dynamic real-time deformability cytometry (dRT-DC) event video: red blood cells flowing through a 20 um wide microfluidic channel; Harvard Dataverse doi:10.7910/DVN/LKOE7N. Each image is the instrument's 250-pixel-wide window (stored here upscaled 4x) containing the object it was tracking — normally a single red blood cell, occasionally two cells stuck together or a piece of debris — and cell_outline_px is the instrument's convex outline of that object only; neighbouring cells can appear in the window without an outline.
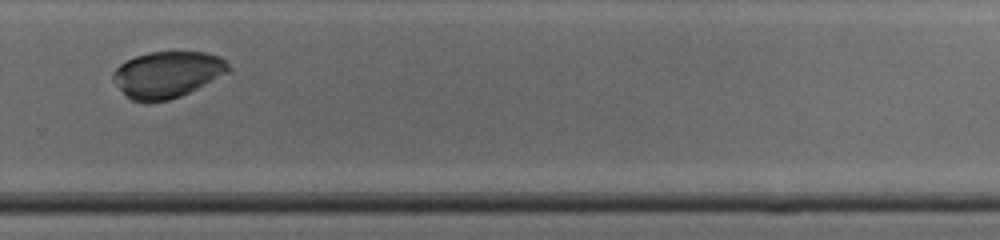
{"species": "common noctule bat (a hibernating species)", "species_latin": "Nyctalus noctula", "temperature_condition": "cold", "stored_images_in_passage": 22, "camera_frame_rate_fps": 3000, "um_per_image_px": 0.085, "animal": {"sex": "male", "body_mass_g": 19.0, "forearm_length_mm": 50.8}, "frame": {"image": 1, "passage_image": 18, "time_ms": 5.667, "image_size_px": [1000, 240], "cell_outline_px": [[232, 68], [228, 72], [180, 96], [168, 100], [148, 104], [144, 104], [132, 100], [112, 80], [112, 72], [120, 64], [136, 56], [148, 52], [208, 52], [220, 56]], "centroid_in_image_um": [14.2, 6.33], "position_along_channel_um": 315.6, "area_um2": 31.1}}